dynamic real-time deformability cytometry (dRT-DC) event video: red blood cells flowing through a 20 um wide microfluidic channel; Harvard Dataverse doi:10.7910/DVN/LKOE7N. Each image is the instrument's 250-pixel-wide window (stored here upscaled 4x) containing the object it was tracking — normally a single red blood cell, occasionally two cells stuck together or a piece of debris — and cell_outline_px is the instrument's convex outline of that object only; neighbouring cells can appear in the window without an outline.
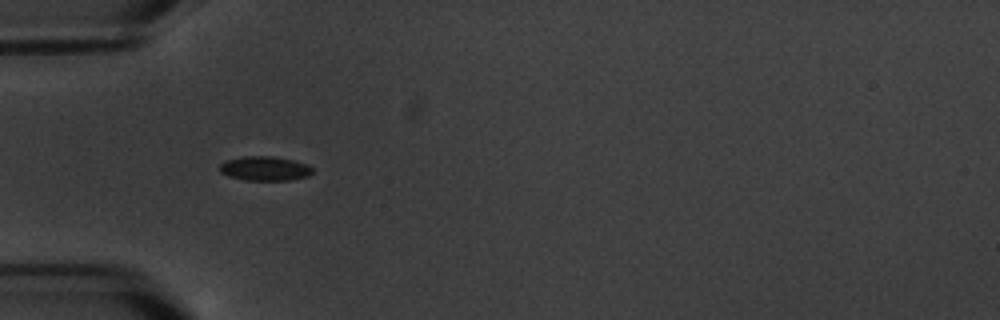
{"species": "common noctule bat (a hibernating species)", "species_latin": "Nyctalus noctula", "temperature_condition": "warm", "stored_images_in_passage": 9, "camera_frame_rate_fps": 3000, "um_per_image_px": 0.085, "animal": {"sex": "male", "body_mass_g": 20.1, "forearm_length_mm": 53.5}, "frame": {"image": 1, "passage_image": 7, "time_ms": 7.667, "image_size_px": [1000, 320], "cell_outline_px": [[312, 172], [308, 176], [292, 180], [244, 180], [228, 176], [220, 172], [220, 164], [228, 160], [244, 156], [272, 156], [292, 160], [308, 164], [312, 168]], "centroid_in_image_um": [22.52, 14.33], "position_along_channel_um": 62.5, "area_um2": 13.12}}
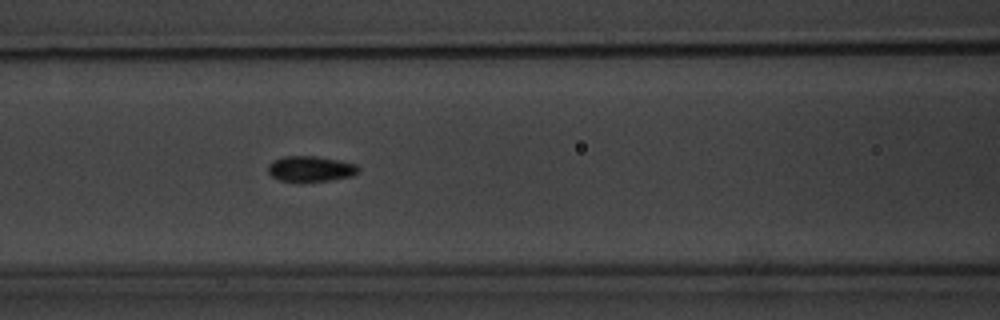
{"frame": {"image": 2, "passage_image": 9, "time_ms": 10.0, "image_size_px": [1000, 320], "cell_outline_px": [[360, 172], [352, 176], [328, 180], [280, 180], [272, 176], [268, 172], [268, 164], [272, 160], [284, 156], [316, 156], [356, 164], [360, 168]], "centroid_in_image_um": [26.4, 14.32], "position_along_channel_um": 140.2, "area_um2": 13.18}}